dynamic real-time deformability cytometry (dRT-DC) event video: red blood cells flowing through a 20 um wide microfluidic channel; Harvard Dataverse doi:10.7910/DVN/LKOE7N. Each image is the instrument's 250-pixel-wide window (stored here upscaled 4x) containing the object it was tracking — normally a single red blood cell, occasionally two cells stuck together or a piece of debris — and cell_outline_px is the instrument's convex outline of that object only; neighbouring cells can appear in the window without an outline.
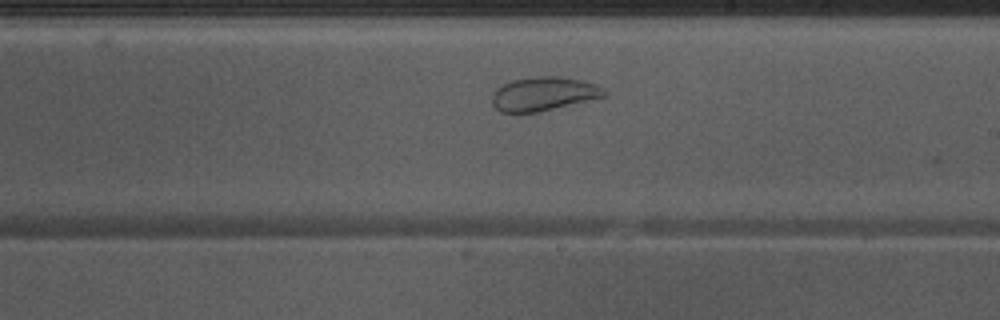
{"species": "Egyptian fruit bat (a non-hibernating species)", "species_latin": "Rousettus aegyptiacus", "temperature_condition": "warm", "stored_images_in_passage": 27, "camera_frame_rate_fps": 3000, "um_per_image_px": 0.085, "animal": {"sex": "male"}, "frame": {"image": 1, "passage_image": 15, "time_ms": 4.667, "image_size_px": [1000, 320], "cell_outline_px": [[608, 96], [540, 112], [500, 112], [492, 104], [492, 92], [496, 88], [512, 80], [536, 76], [560, 76], [580, 80], [604, 88], [608, 92]], "centroid_in_image_um": [46.22, 7.98], "position_along_channel_um": 242.8, "area_um2": 22.25}}